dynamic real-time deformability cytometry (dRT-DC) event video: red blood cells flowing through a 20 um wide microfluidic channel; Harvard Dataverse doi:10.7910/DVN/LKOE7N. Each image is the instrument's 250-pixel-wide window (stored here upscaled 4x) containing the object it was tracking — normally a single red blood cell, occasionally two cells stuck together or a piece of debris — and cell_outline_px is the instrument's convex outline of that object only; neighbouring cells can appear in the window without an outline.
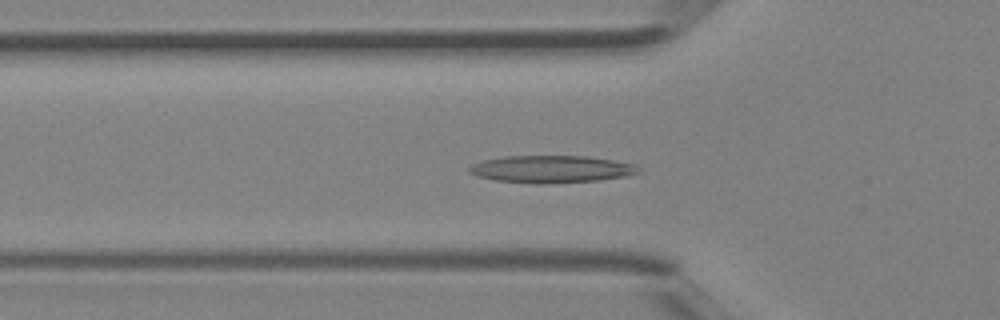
{"species": "Egyptian fruit bat (a non-hibernating species)", "species_latin": "Rousettus aegyptiacus", "temperature_condition": "room temperature", "stored_images_in_passage": 41, "camera_frame_rate_fps": 3000, "um_per_image_px": 0.085, "animal": {"sex": "female"}, "frame": {"image": 1, "passage_image": 14, "time_ms": 4.333, "image_size_px": [1000, 320], "cell_outline_px": [[640, 172], [628, 176], [600, 180], [552, 184], [536, 184], [496, 180], [476, 176], [468, 172], [468, 168], [472, 164], [480, 160], [504, 156], [588, 156], [636, 164], [640, 168]], "centroid_in_image_um": [46.86, 14.38], "position_along_channel_um": 78.9, "area_um2": 27.34}}
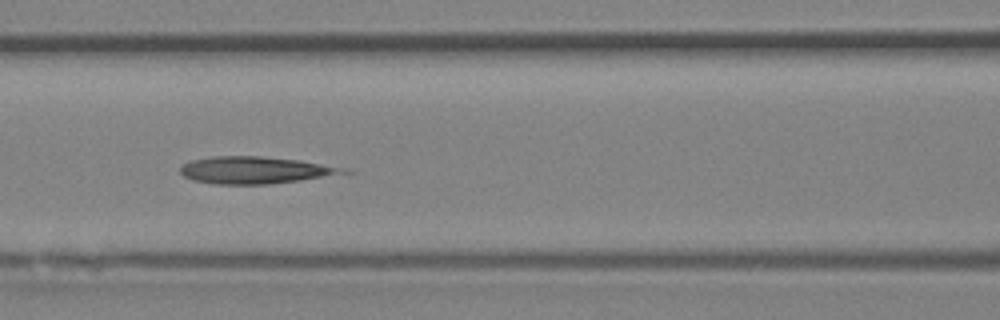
{"frame": {"image": 2, "passage_image": 18, "time_ms": 5.667, "image_size_px": [1000, 320], "cell_outline_px": [[356, 172], [300, 180], [268, 184], [216, 184], [192, 180], [184, 176], [180, 172], [180, 168], [184, 164], [192, 160], [212, 156], [260, 156], [300, 160], [348, 168]], "centroid_in_image_um": [21.74, 14.46], "position_along_channel_um": 144.9, "area_um2": 25.84}}
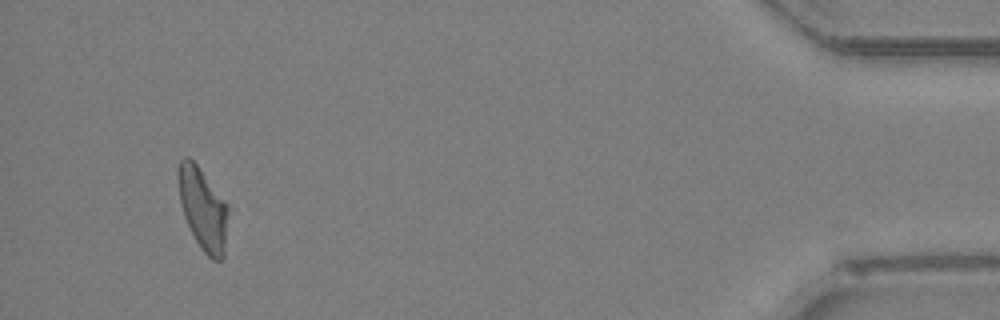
{"frame": {"image": 3, "passage_image": 39, "time_ms": 12.667, "image_size_px": [1000, 320], "cell_outline_px": [[228, 212], [224, 256], [220, 260], [212, 260], [204, 252], [196, 240], [184, 216], [180, 200], [180, 160], [184, 156], [188, 156], [196, 164], [228, 204]], "centroid_in_image_um": [17.29, 17.79], "position_along_channel_um": 417.9, "area_um2": 23.18}}